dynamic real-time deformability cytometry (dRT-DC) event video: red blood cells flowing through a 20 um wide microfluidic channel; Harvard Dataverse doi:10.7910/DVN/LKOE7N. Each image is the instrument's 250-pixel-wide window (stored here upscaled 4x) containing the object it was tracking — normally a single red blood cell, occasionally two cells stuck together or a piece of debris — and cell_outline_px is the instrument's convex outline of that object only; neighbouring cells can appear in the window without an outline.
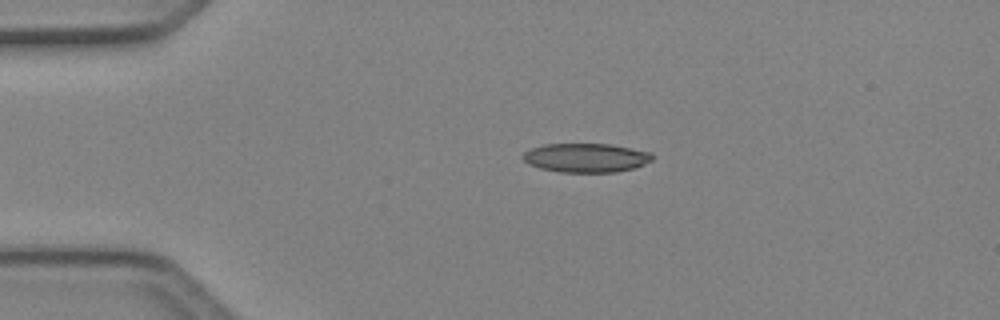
{"species": "Egyptian fruit bat (a non-hibernating species)", "species_latin": "Rousettus aegyptiacus", "temperature_condition": "cold", "stored_images_in_passage": 2, "camera_frame_rate_fps": 3000, "um_per_image_px": 0.085, "animal": {"sex": "female"}, "frame": {"image": 1, "passage_image": 2, "time_ms": 0.333, "image_size_px": [1000, 320], "cell_outline_px": [[652, 160], [644, 164], [632, 168], [616, 172], [560, 172], [540, 168], [528, 164], [524, 160], [524, 152], [532, 148], [544, 144], [612, 144], [652, 152]], "centroid_in_image_um": [49.82, 13.4], "position_along_channel_um": 35.2, "area_um2": 21.79}}